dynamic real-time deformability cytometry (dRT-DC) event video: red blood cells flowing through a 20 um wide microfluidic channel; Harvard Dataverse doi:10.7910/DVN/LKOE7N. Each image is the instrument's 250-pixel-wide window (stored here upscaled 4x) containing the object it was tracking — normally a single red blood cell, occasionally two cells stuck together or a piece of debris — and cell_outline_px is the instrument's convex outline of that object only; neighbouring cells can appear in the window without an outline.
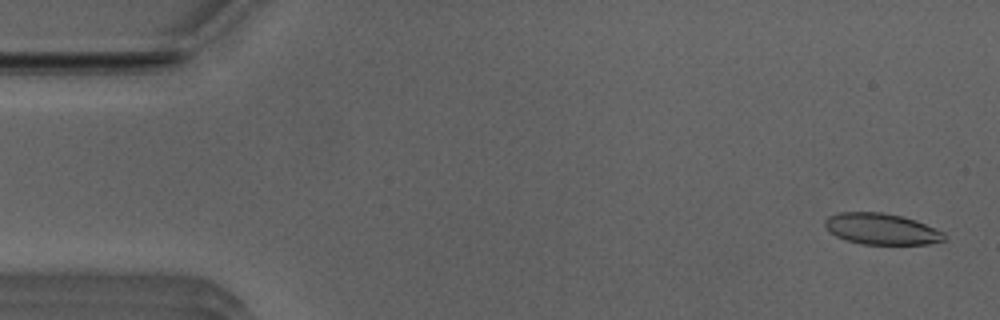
{"species": "Egyptian fruit bat (a non-hibernating species)", "species_latin": "Rousettus aegyptiacus", "temperature_condition": "room temperature", "stored_images_in_passage": 51, "camera_frame_rate_fps": 3000, "um_per_image_px": 0.085, "animal": {"sex": "male"}, "frame": {"image": 1, "passage_image": 2, "time_ms": 0.333, "image_size_px": [1000, 320], "cell_outline_px": [[944, 240], [928, 244], [860, 244], [844, 240], [836, 236], [824, 224], [824, 220], [828, 216], [840, 212], [884, 212], [904, 216], [916, 220], [944, 232]], "centroid_in_image_um": [74.92, 19.45], "position_along_channel_um": 10.1, "area_um2": 21.73}}
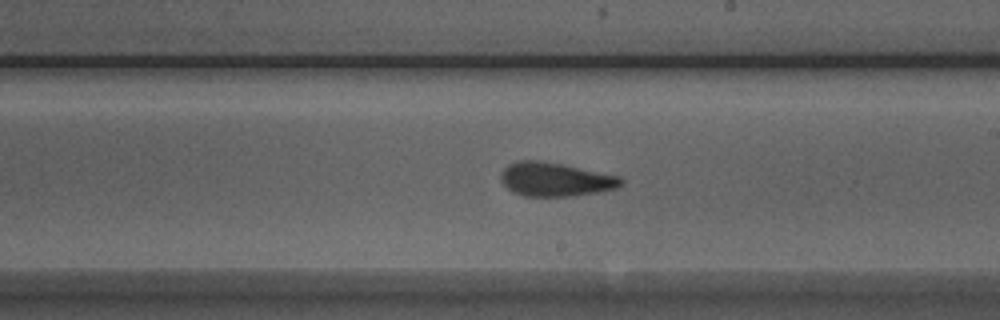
{"frame": {"image": 2, "passage_image": 29, "time_ms": 9.333, "image_size_px": [1000, 320], "cell_outline_px": [[624, 184], [616, 188], [596, 192], [572, 196], [524, 196], [512, 192], [500, 180], [500, 172], [508, 164], [520, 160], [540, 160], [620, 176], [624, 180]], "centroid_in_image_um": [47.18, 15.25], "position_along_channel_um": 241.8, "area_um2": 23.64}}
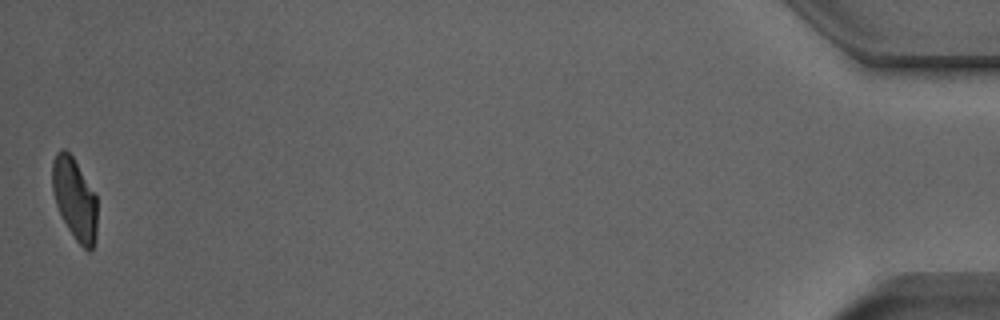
{"frame": {"image": 3, "passage_image": 51, "time_ms": 16.667, "image_size_px": [1000, 320], "cell_outline_px": [[96, 236], [92, 252], [88, 252], [76, 240], [68, 228], [56, 204], [52, 192], [52, 160], [56, 152], [60, 148], [64, 148], [72, 156], [96, 196]], "centroid_in_image_um": [6.33, 16.9], "position_along_channel_um": 428.9, "area_um2": 21.21}, "authors_computed_cell_mechanics": {"area_um2": 23.12, "velocity_mm_per_s": 3.9407, "shape_relaxation_time_tau1_ms": 10.5684, "shape_relaxation_time_tau2_ms": 1.5724, "deformation_change_tau1": 0.2685, "deformation_change_tau2": 0.0907}}